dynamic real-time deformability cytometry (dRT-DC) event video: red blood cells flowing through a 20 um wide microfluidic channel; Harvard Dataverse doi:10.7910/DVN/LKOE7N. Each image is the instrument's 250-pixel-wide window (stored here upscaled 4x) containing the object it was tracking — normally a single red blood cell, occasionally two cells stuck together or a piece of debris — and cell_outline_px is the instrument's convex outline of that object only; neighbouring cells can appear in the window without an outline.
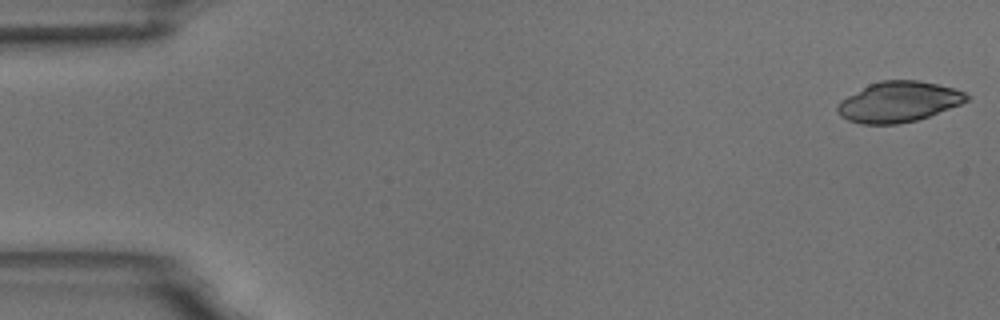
{"species": "common noctule bat (a hibernating species)", "species_latin": "Nyctalus noctula", "temperature_condition": "room temperature", "stored_images_in_passage": 5, "camera_frame_rate_fps": 3000, "um_per_image_px": 0.085, "animal": {"sex": "male", "body_mass_g": 18.8}, "frame": {"image": 1, "passage_image": 1, "time_ms": 0.0, "image_size_px": [1000, 320], "cell_outline_px": [[972, 96], [968, 100], [960, 104], [928, 116], [916, 120], [896, 124], [860, 124], [848, 120], [840, 116], [836, 108], [836, 104], [840, 100], [868, 84], [880, 80], [916, 80], [936, 84], [952, 88], [964, 92]], "centroid_in_image_um": [76.34, 8.65], "position_along_channel_um": 8.7, "area_um2": 30.4}}